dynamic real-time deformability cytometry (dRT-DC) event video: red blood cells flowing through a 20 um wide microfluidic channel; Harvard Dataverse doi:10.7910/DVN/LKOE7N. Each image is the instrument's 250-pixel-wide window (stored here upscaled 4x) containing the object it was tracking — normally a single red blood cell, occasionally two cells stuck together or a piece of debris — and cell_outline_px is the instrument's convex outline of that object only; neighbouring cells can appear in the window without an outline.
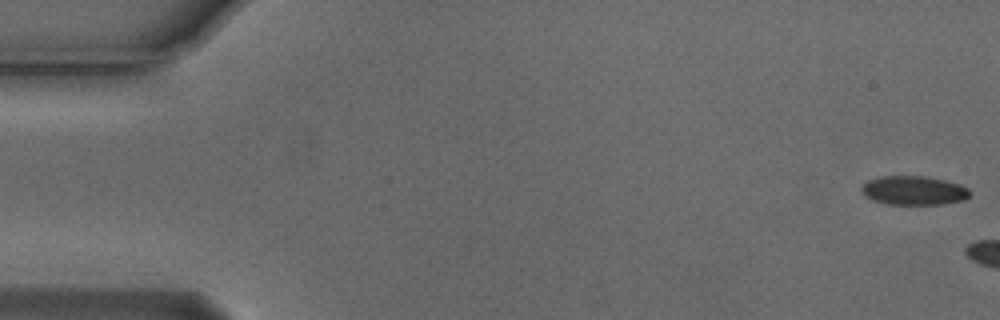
{"species": "Egyptian fruit bat (a non-hibernating species)", "species_latin": "Rousettus aegyptiacus", "temperature_condition": "cold", "stored_images_in_passage": 13, "camera_frame_rate_fps": 3000, "um_per_image_px": 0.085, "animal": {"sex": "male"}, "frame": {"image": 1, "passage_image": 1, "time_ms": 0.0, "image_size_px": [1000, 320], "cell_outline_px": [[972, 192], [964, 200], [944, 204], [888, 204], [872, 200], [864, 196], [860, 192], [860, 188], [868, 180], [880, 176], [924, 176], [944, 180], [960, 184], [968, 188]], "centroid_in_image_um": [77.66, 16.19], "position_along_channel_um": 7.3, "area_um2": 18.44}}